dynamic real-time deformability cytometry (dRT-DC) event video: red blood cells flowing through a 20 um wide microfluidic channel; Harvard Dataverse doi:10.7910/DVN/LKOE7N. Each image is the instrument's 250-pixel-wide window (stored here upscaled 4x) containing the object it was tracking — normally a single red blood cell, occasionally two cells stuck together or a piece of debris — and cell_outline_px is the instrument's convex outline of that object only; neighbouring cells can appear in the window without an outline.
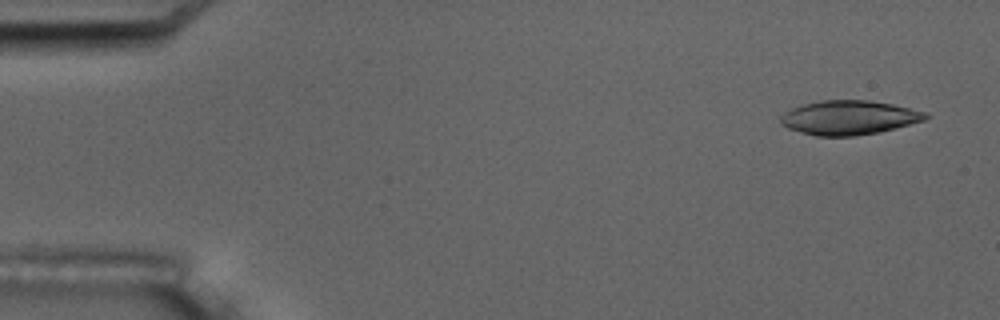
{"species": "common noctule bat (a hibernating species)", "species_latin": "Nyctalus noctula", "temperature_condition": "room temperature", "stored_images_in_passage": 3, "camera_frame_rate_fps": 3000, "um_per_image_px": 0.085, "animal": {"sex": "male", "body_mass_g": 17.5, "forearm_length_mm": 52.3}, "frame": {"image": 1, "passage_image": 1, "time_ms": 0.0, "image_size_px": [1000, 320], "cell_outline_px": [[928, 116], [924, 120], [880, 132], [856, 136], [816, 136], [800, 132], [788, 128], [780, 124], [780, 116], [784, 112], [792, 108], [804, 104], [820, 100], [868, 100], [892, 104], [928, 112]], "centroid_in_image_um": [72.14, 10.0], "position_along_channel_um": 12.9, "area_um2": 28.96}}